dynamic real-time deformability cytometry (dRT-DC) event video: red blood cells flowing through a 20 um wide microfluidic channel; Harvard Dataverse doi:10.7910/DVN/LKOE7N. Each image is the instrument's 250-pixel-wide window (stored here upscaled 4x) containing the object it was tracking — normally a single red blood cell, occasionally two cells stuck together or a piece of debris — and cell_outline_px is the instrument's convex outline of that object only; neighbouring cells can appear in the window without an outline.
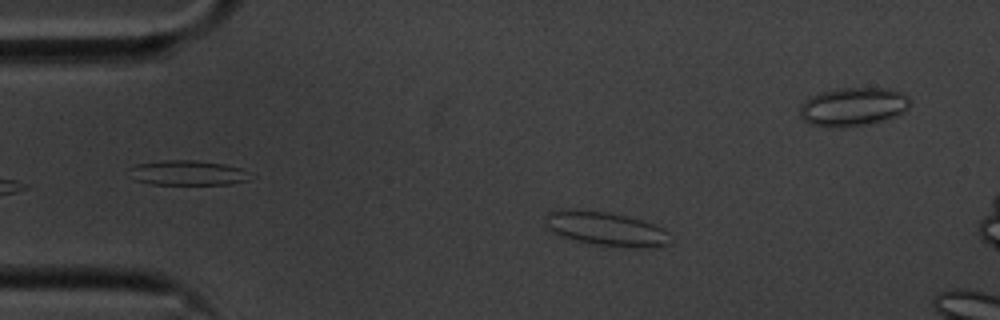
{"species": "common noctule bat (a hibernating species)", "species_latin": "Nyctalus noctula", "temperature_condition": "cold", "stored_images_in_passage": 56, "camera_frame_rate_fps": 3000, "um_per_image_px": 0.085, "animal": {"sex": "male", "body_mass_g": 20.1, "forearm_length_mm": 53.5}, "frame": {"image": 1, "passage_image": 10, "time_ms": 3.0, "image_size_px": [1000, 320], "cell_outline_px": [[672, 240], [668, 244], [656, 248], [624, 248], [596, 244], [552, 236], [544, 228], [548, 212], [608, 212], [640, 220], [664, 228], [668, 232]], "centroid_in_image_um": [51.54, 19.53], "position_along_channel_um": 33.5, "area_um2": 24.62}}
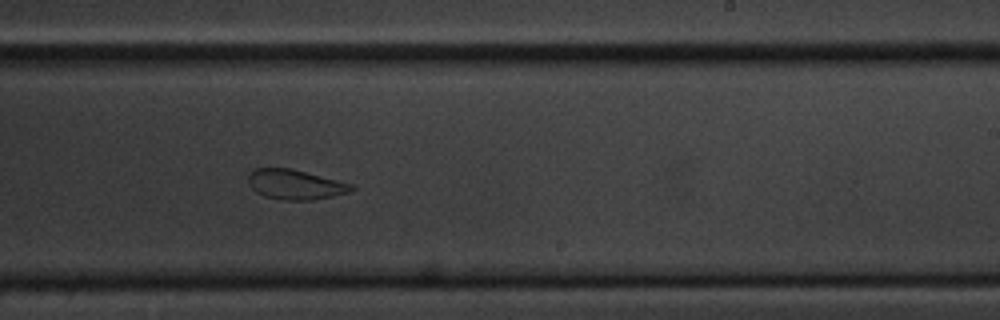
{"frame": {"image": 2, "passage_image": 33, "time_ms": 10.667, "image_size_px": [1000, 320], "cell_outline_px": [[356, 188], [348, 192], [332, 196], [312, 200], [280, 200], [264, 196], [256, 192], [248, 184], [248, 176], [256, 168], [292, 168], [352, 184]], "centroid_in_image_um": [25.08, 15.69], "position_along_channel_um": 263.9, "area_um2": 17.92}}
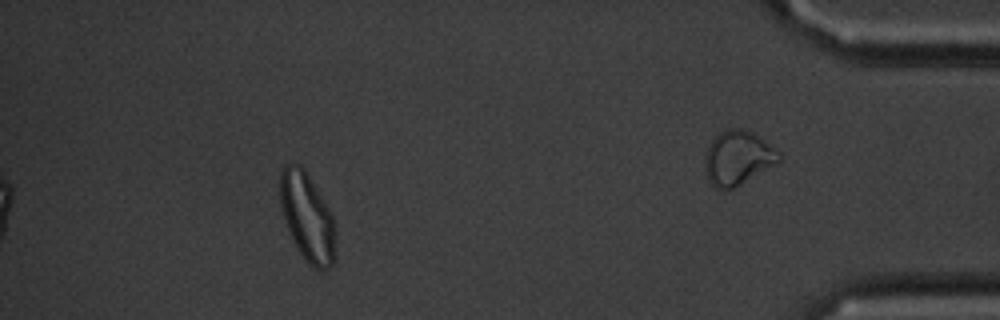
{"frame": {"image": 3, "passage_image": 50, "time_ms": 16.333, "image_size_px": [1000, 320], "cell_outline_px": [[336, 260], [328, 268], [320, 272], [312, 268], [300, 252], [288, 228], [280, 208], [280, 172], [284, 164], [300, 164], [304, 168], [328, 208], [332, 216], [336, 256]], "centroid_in_image_um": [26.11, 18.47], "position_along_channel_um": 409.1, "area_um2": 28.26}}